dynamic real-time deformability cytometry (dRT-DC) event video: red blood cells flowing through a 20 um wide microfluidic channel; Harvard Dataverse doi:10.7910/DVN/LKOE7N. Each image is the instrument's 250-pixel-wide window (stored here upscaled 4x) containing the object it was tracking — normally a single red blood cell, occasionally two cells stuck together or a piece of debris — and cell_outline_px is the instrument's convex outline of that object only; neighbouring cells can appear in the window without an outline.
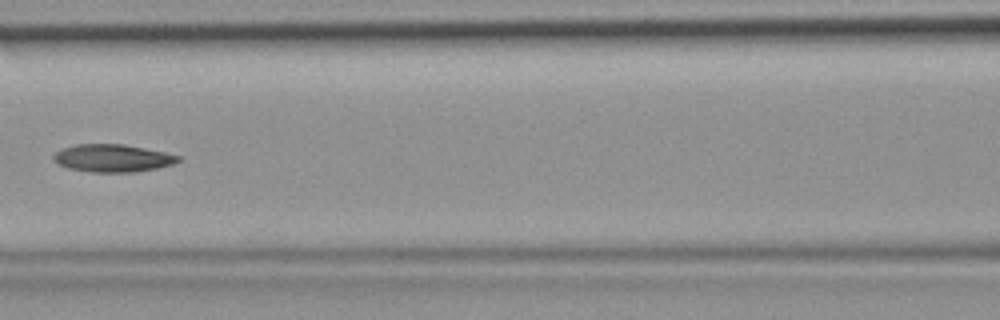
{"species": "common noctule bat (a hibernating species)", "species_latin": "Nyctalus noctula", "temperature_condition": "room temperature", "stored_images_in_passage": 7, "camera_frame_rate_fps": 3000, "um_per_image_px": 0.085, "animal": {"sex": "female", "body_mass_g": 19.9}, "frame": {"image": 1, "passage_image": 7, "time_ms": 2.0, "image_size_px": [1000, 320], "cell_outline_px": [[180, 160], [172, 164], [156, 168], [132, 172], [92, 172], [68, 168], [56, 164], [52, 160], [52, 156], [60, 148], [76, 144], [124, 144], [164, 152], [180, 156]], "centroid_in_image_um": [9.5, 13.43], "position_along_channel_um": 157.1, "area_um2": 20.11}}